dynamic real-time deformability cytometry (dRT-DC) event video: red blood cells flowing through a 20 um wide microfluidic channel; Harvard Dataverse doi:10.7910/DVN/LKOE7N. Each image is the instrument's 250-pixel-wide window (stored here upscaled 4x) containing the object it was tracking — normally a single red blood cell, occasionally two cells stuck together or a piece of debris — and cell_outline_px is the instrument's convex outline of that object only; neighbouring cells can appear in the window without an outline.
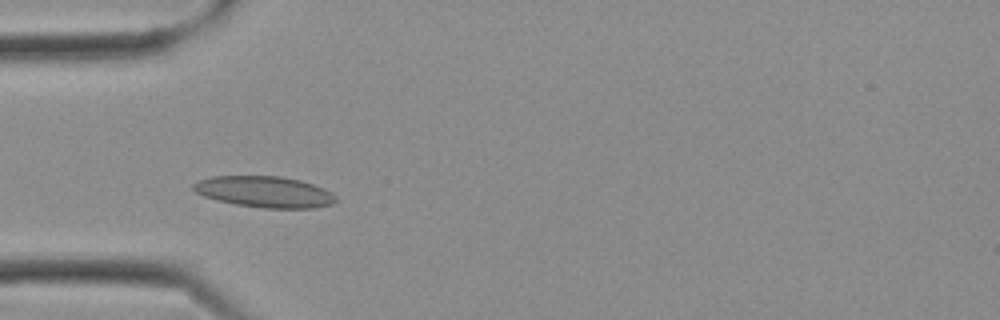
{"species": "Egyptian fruit bat (a non-hibernating species)", "species_latin": "Rousettus aegyptiacus", "temperature_condition": "cold", "stored_images_in_passage": 12, "camera_frame_rate_fps": 3000, "um_per_image_px": 0.085, "frame": {"image": 1, "passage_image": 7, "time_ms": 2.0, "image_size_px": [1000, 320], "cell_outline_px": [[336, 200], [332, 204], [316, 208], [264, 208], [236, 204], [216, 200], [204, 196], [196, 192], [192, 188], [192, 184], [200, 180], [212, 176], [280, 176], [300, 180], [324, 188], [332, 192], [336, 196]], "centroid_in_image_um": [22.5, 16.3], "position_along_channel_um": 62.5, "area_um2": 25.89}}
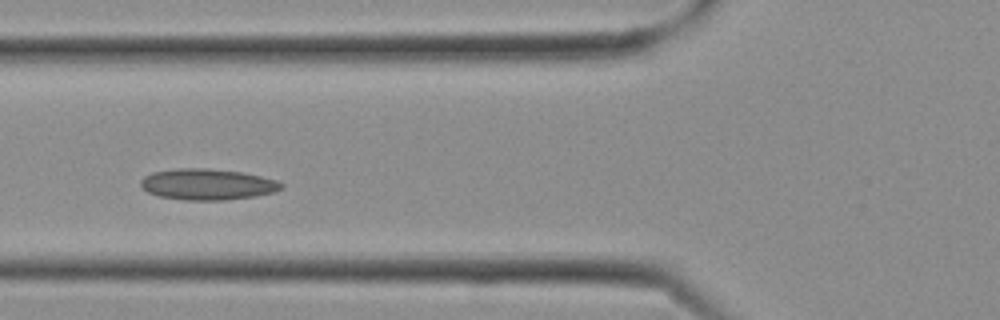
{"frame": {"image": 2, "passage_image": 9, "time_ms": 2.667, "image_size_px": [1000, 320], "cell_outline_px": [[284, 188], [276, 192], [256, 196], [224, 200], [188, 200], [160, 196], [148, 192], [140, 184], [140, 180], [144, 176], [152, 172], [176, 168], [208, 168], [240, 172], [260, 176], [276, 180], [284, 184]], "centroid_in_image_um": [17.66, 15.66], "position_along_channel_um": 108.1, "area_um2": 25.49}}
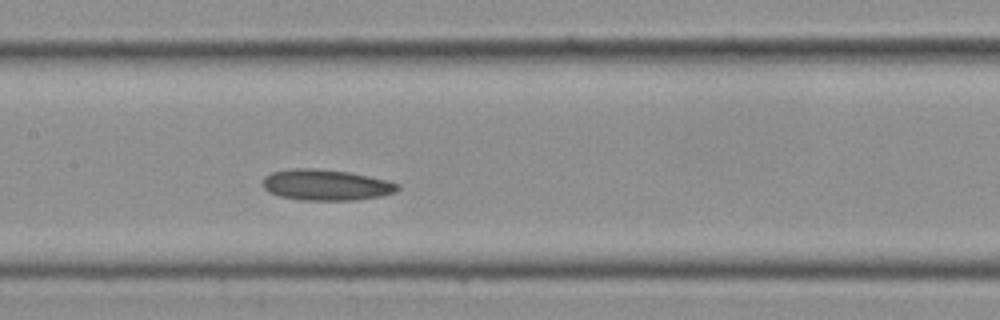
{"frame": {"image": 3, "passage_image": 12, "time_ms": 3.667, "image_size_px": [1000, 320], "cell_outline_px": [[400, 188], [396, 192], [380, 196], [356, 200], [300, 200], [280, 196], [268, 192], [264, 188], [264, 176], [272, 172], [292, 168], [316, 168], [348, 172], [368, 176], [400, 184]], "centroid_in_image_um": [27.7, 15.72], "position_along_channel_um": 179.7, "area_um2": 24.28}}